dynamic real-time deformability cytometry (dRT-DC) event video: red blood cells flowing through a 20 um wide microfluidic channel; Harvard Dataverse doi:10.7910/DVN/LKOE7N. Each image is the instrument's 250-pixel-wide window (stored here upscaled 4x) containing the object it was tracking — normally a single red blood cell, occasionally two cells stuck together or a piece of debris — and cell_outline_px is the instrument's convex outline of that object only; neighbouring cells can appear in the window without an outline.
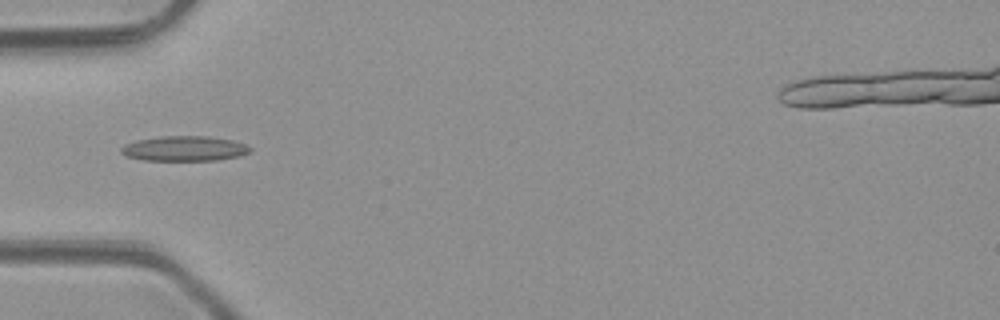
{"species": "common noctule bat (a hibernating species)", "species_latin": "Nyctalus noctula", "temperature_condition": "room temperature", "stored_images_in_passage": 6, "camera_frame_rate_fps": 3000, "um_per_image_px": 0.085, "animal": {"sex": "male", "body_mass_g": 23.1, "forearm_length_mm": 52.7}, "frame": {"image": 1, "passage_image": 5, "time_ms": 4.667, "image_size_px": [1000, 320], "cell_outline_px": [[252, 148], [248, 152], [236, 156], [216, 160], [144, 160], [128, 156], [120, 152], [120, 148], [124, 144], [136, 140], [160, 136], [208, 136], [232, 140], [244, 144]], "centroid_in_image_um": [15.62, 12.61], "position_along_channel_um": 69.4, "area_um2": 18.61}}
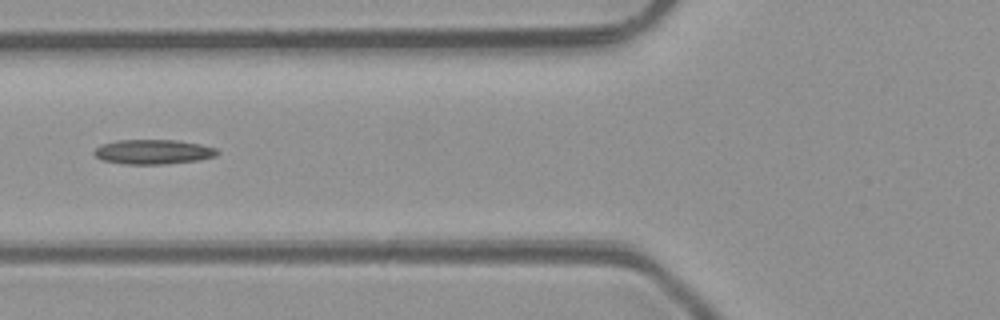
{"frame": {"image": 2, "passage_image": 6, "time_ms": 5.667, "image_size_px": [1000, 320], "cell_outline_px": [[220, 152], [216, 156], [196, 160], [164, 164], [124, 164], [100, 160], [92, 152], [100, 144], [116, 140], [176, 140], [200, 144], [216, 148]], "centroid_in_image_um": [12.98, 12.9], "position_along_channel_um": 112.8, "area_um2": 17.74}}